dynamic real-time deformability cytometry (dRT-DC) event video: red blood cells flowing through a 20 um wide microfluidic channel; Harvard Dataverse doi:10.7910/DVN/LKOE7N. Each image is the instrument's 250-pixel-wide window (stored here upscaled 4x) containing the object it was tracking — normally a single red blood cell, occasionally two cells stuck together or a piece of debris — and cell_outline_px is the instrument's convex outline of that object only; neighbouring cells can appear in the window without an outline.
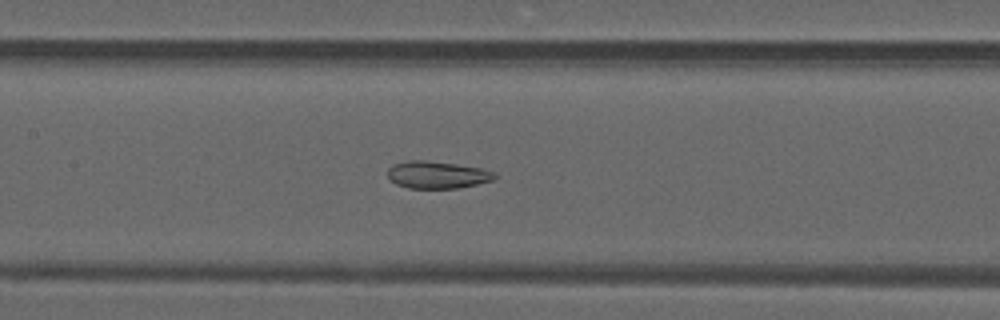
{"species": "common noctule bat (a hibernating species)", "species_latin": "Nyctalus noctula", "temperature_condition": "warm", "stored_images_in_passage": 34, "camera_frame_rate_fps": 3000, "um_per_image_px": 0.085, "animal": {"sex": "male", "forearm_length_mm": 52.5}, "frame": {"image": 1, "passage_image": 8, "time_ms": 2.333, "image_size_px": [1000, 320], "cell_outline_px": [[500, 176], [496, 180], [460, 188], [408, 188], [396, 184], [388, 176], [388, 168], [392, 164], [408, 160], [424, 160], [456, 164], [484, 168], [496, 172]], "centroid_in_image_um": [37.24, 14.86], "position_along_channel_um": 170.2, "area_um2": 17.34}}
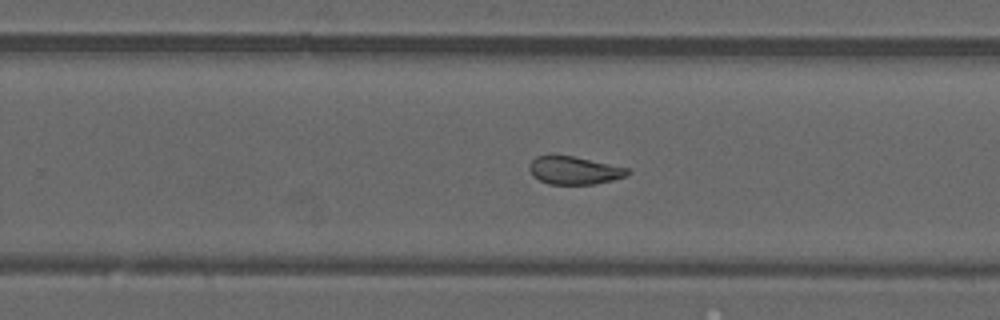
{"frame": {"image": 2, "passage_image": 16, "time_ms": 5.0, "image_size_px": [1000, 320], "cell_outline_px": [[632, 172], [624, 176], [612, 180], [596, 184], [548, 184], [532, 176], [528, 168], [528, 164], [536, 156], [572, 156], [628, 168]], "centroid_in_image_um": [48.78, 14.49], "position_along_channel_um": 281.0, "area_um2": 15.84}}
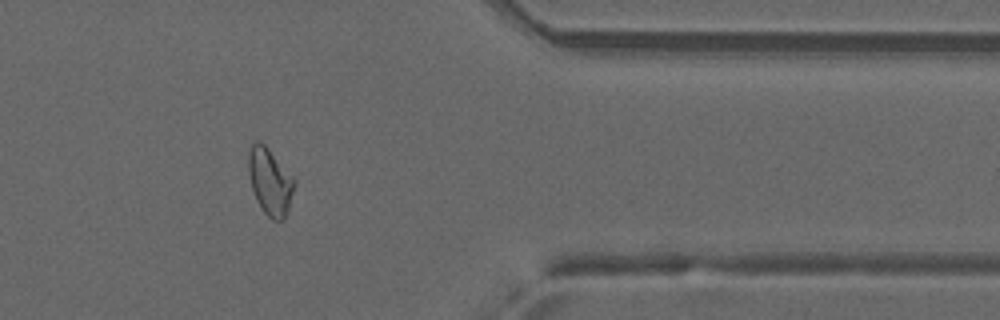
{"frame": {"image": 3, "passage_image": 25, "time_ms": 8.0, "image_size_px": [1000, 320], "cell_outline_px": [[296, 184], [288, 212], [280, 220], [272, 220], [264, 212], [256, 200], [252, 188], [248, 172], [248, 152], [252, 140], [256, 140], [264, 144], [268, 148], [296, 180]], "centroid_in_image_um": [22.95, 15.41], "position_along_channel_um": 388.5, "area_um2": 17.98}, "authors_computed_cell_mechanics": {"area_um2": 17.2822, "velocity_mm_per_s": 4.1734, "shape_relaxation_time_tau1_ms": null, "shape_relaxation_time_tau2_ms": 1.7758, "deformation_change_tau1": null, "deformation_change_tau2": 0.0806}}